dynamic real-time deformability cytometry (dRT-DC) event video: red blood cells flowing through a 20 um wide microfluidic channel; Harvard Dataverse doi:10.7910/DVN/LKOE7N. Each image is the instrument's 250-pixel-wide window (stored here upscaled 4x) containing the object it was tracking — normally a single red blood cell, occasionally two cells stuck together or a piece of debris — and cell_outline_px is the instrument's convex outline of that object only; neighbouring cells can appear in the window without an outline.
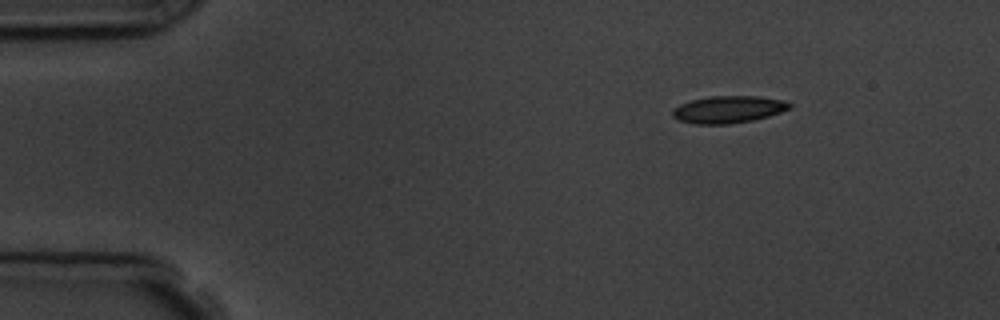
{"species": "common noctule bat (a hibernating species)", "species_latin": "Nyctalus noctula", "temperature_condition": "room temperature", "stored_images_in_passage": 3, "camera_frame_rate_fps": 3000, "um_per_image_px": 0.085, "animal": {"sex": "male", "body_mass_g": 19.5, "forearm_length_mm": 54.6}, "frame": {"image": 1, "passage_image": 1, "time_ms": 0.0, "image_size_px": [1000, 320], "cell_outline_px": [[792, 108], [768, 116], [752, 120], [728, 124], [692, 124], [676, 120], [672, 116], [672, 108], [680, 104], [692, 100], [712, 96], [760, 96], [784, 100], [792, 104]], "centroid_in_image_um": [61.89, 9.3], "position_along_channel_um": 23.1, "area_um2": 18.67}}